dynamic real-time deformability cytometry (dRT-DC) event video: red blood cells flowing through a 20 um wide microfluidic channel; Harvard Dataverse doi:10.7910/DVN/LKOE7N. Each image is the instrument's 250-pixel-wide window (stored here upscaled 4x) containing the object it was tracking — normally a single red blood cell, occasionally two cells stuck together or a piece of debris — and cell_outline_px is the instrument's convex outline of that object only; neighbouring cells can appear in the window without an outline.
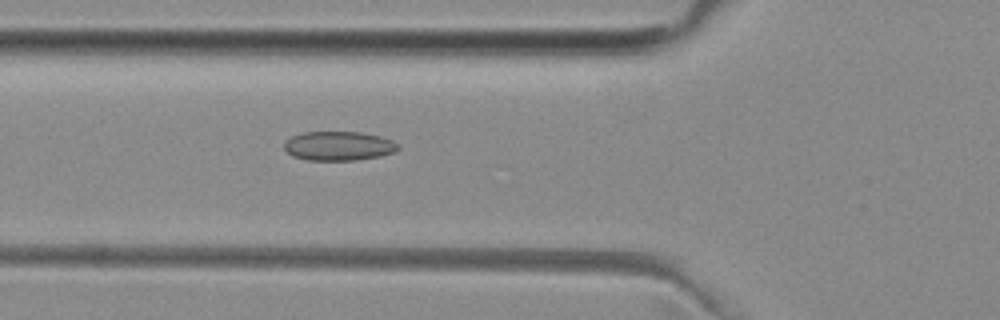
{"species": "common noctule bat (a hibernating species)", "species_latin": "Nyctalus noctula", "temperature_condition": "room temperature", "stored_images_in_passage": 43, "camera_frame_rate_fps": 3000, "um_per_image_px": 0.085, "animal": {"sex": "female", "body_mass_g": 29.2, "forearm_length_mm": 56.3}, "frame": {"image": 1, "passage_image": 10, "time_ms": 3.0, "image_size_px": [1000, 320], "cell_outline_px": [[400, 148], [396, 152], [380, 156], [356, 160], [308, 160], [292, 156], [284, 148], [284, 140], [292, 136], [304, 132], [360, 132], [380, 136], [392, 140], [400, 144]], "centroid_in_image_um": [28.81, 12.4], "position_along_channel_um": 97.0, "area_um2": 19.54}}
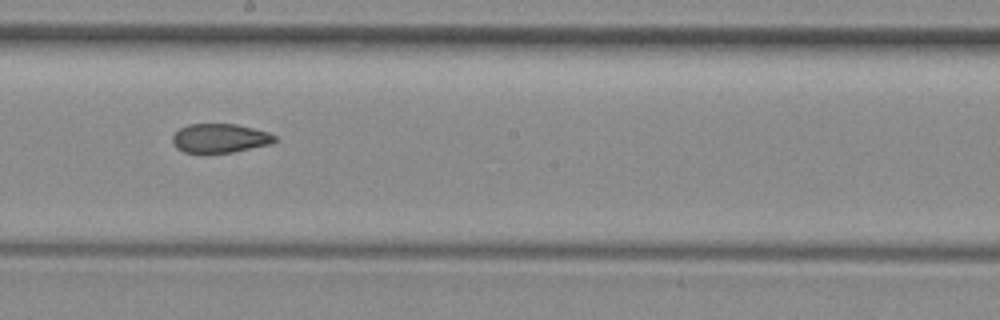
{"frame": {"image": 2, "passage_image": 20, "time_ms": 6.333, "image_size_px": [1000, 320], "cell_outline_px": [[276, 140], [272, 144], [232, 152], [184, 152], [176, 148], [172, 144], [172, 136], [180, 128], [188, 124], [236, 124], [268, 132], [276, 136]], "centroid_in_image_um": [18.68, 11.74], "position_along_channel_um": 229.5, "area_um2": 17.22}}
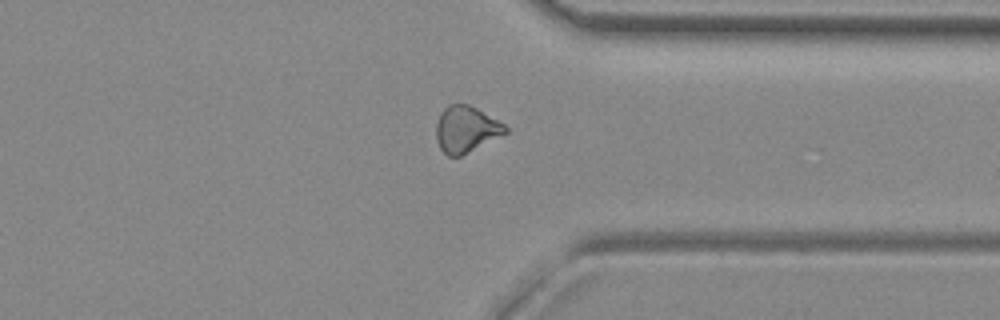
{"frame": {"image": 3, "passage_image": 31, "time_ms": 10.0, "image_size_px": [1000, 320], "cell_outline_px": [[508, 132], [460, 156], [448, 156], [440, 148], [436, 140], [436, 124], [440, 112], [448, 104], [468, 104], [476, 108], [504, 124], [508, 128]], "centroid_in_image_um": [39.58, 10.98], "position_along_channel_um": 371.8, "area_um2": 18.5}, "authors_computed_cell_mechanics": {"area_um2": 18.7272, "velocity_mm_per_s": 3.9715, "shape_relaxation_time_tau1_ms": null, "shape_relaxation_time_tau2_ms": 4.9484, "deformation_change_tau1": null, "deformation_change_tau2": 0.1128}}